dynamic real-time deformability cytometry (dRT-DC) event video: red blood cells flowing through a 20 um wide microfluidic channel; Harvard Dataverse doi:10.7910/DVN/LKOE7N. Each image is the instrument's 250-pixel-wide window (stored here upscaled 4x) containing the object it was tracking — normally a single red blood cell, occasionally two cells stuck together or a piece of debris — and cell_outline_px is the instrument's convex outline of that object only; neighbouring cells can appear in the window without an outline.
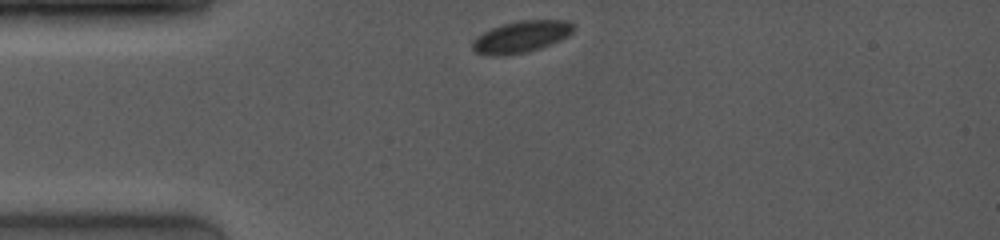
{"species": "common noctule bat (a hibernating species)", "species_latin": "Nyctalus noctula", "temperature_condition": "room temperature", "stored_images_in_passage": 32, "camera_frame_rate_fps": 4000, "um_per_image_px": 0.085, "animal": {"sex": "female", "body_mass_g": 19.0, "forearm_length_mm": 53.3}, "frame": {"image": 1, "passage_image": 1, "time_ms": 0.0, "image_size_px": [1000, 240], "cell_outline_px": [[572, 32], [568, 36], [552, 44], [528, 52], [504, 56], [496, 56], [476, 52], [472, 48], [472, 40], [476, 36], [492, 28], [516, 20], [568, 20], [572, 24]], "centroid_in_image_um": [44.29, 3.13], "position_along_channel_um": 40.7, "area_um2": 18.67}}
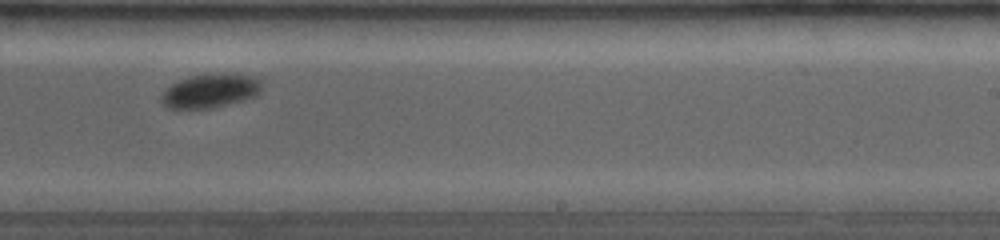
{"frame": {"image": 2, "passage_image": 21, "time_ms": 6.5, "image_size_px": [1000, 240], "cell_outline_px": [[264, 84], [260, 92], [256, 96], [244, 100], [212, 108], [168, 108], [160, 100], [160, 96], [172, 84], [188, 76], [212, 72], [248, 76], [260, 80]], "centroid_in_image_um": [17.9, 7.71], "position_along_channel_um": 271.1, "area_um2": 19.88}}
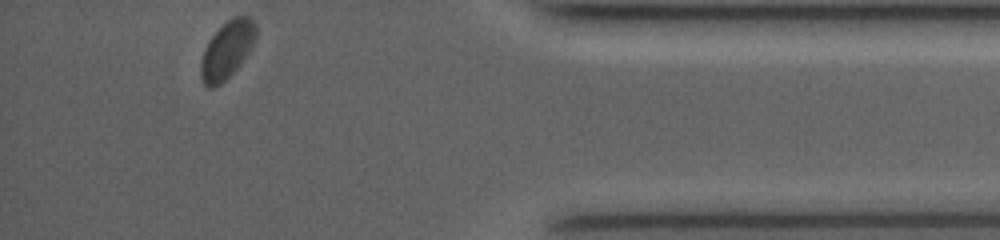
{"frame": {"image": 3, "passage_image": 32, "time_ms": 10.75, "image_size_px": [1000, 240], "cell_outline_px": [[256, 40], [252, 48], [240, 64], [220, 84], [212, 88], [208, 88], [204, 84], [200, 76], [200, 64], [204, 48], [212, 36], [232, 16], [248, 16], [256, 24]], "centroid_in_image_um": [19.3, 4.24], "position_along_channel_um": 415.9, "area_um2": 18.32}, "authors_computed_cell_mechanics": {"area_um2": 19.8543, "velocity_mm_per_s": 3.9635, "shape_relaxation_time_tau1_ms": 1.8354, "shape_relaxation_time_tau2_ms": null, "deformation_change_tau1": 0.0362, "deformation_change_tau2": null}}